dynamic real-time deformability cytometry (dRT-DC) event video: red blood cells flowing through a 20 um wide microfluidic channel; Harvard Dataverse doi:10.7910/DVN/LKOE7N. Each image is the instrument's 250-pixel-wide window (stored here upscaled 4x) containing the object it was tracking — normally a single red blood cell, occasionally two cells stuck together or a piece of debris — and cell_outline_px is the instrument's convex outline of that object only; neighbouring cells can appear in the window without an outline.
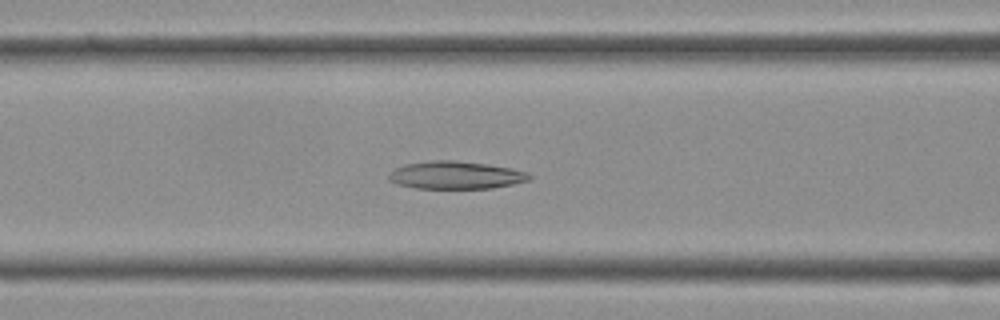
{"species": "Egyptian fruit bat (a non-hibernating species)", "species_latin": "Rousettus aegyptiacus", "temperature_condition": "cold", "stored_images_in_passage": 37, "camera_frame_rate_fps": 3000, "um_per_image_px": 0.085, "frame": {"image": 1, "passage_image": 14, "time_ms": 4.333, "image_size_px": [1000, 320], "cell_outline_px": [[532, 180], [492, 188], [416, 188], [396, 184], [388, 180], [388, 172], [404, 164], [432, 160], [456, 160], [512, 168], [528, 172], [532, 176]], "centroid_in_image_um": [38.73, 14.88], "position_along_channel_um": 127.9, "area_um2": 22.83}}
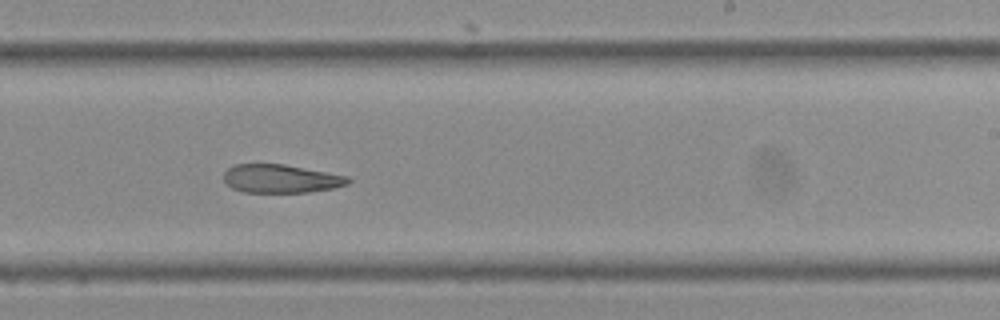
{"frame": {"image": 2, "passage_image": 22, "time_ms": 7.0, "image_size_px": [1000, 320], "cell_outline_px": [[352, 180], [348, 184], [336, 188], [308, 192], [244, 192], [232, 188], [224, 180], [224, 172], [228, 168], [236, 164], [284, 164], [348, 176]], "centroid_in_image_um": [23.9, 15.19], "position_along_channel_um": 265.1, "area_um2": 20.58}}
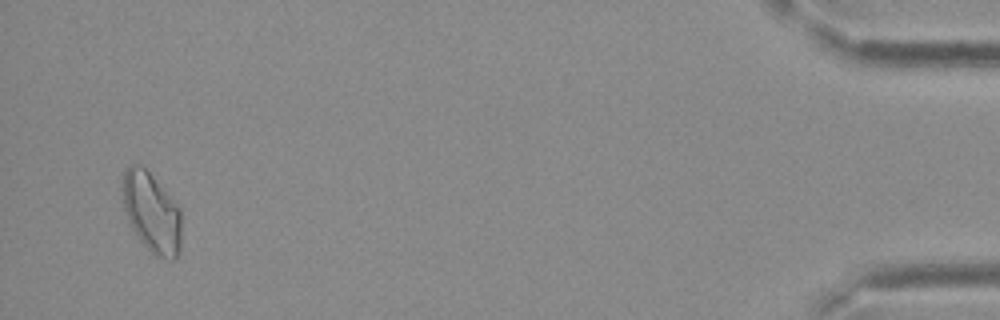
{"frame": {"image": 3, "passage_image": 36, "time_ms": 11.667, "image_size_px": [1000, 320], "cell_outline_px": [[180, 252], [172, 260], [156, 256], [140, 240], [132, 228], [128, 220], [124, 208], [120, 188], [124, 172], [128, 164], [140, 164], [152, 176], [180, 208]], "centroid_in_image_um": [12.85, 18.04], "position_along_channel_um": 422.3, "area_um2": 27.34}}